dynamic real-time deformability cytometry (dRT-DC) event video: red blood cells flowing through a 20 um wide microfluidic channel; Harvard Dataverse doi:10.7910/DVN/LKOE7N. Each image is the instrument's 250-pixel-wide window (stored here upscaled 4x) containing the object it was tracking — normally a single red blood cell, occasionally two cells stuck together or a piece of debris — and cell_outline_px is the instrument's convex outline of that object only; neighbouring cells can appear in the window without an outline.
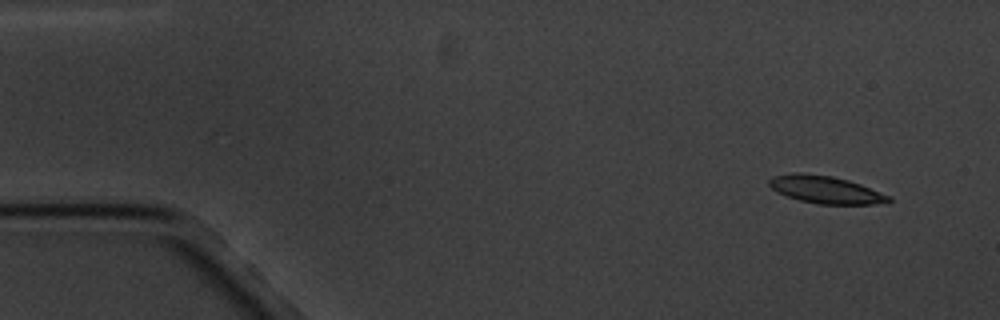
{"species": "common noctule bat (a hibernating species)", "species_latin": "Nyctalus noctula", "temperature_condition": "cold", "stored_images_in_passage": 10, "camera_frame_rate_fps": 3000, "um_per_image_px": 0.085, "animal": {"sex": "male", "body_mass_g": 20.1, "forearm_length_mm": 53.5}, "frame": {"image": 1, "passage_image": 1, "time_ms": 0.0, "image_size_px": [1000, 320], "cell_outline_px": [[892, 200], [888, 204], [820, 204], [800, 200], [788, 196], [772, 188], [768, 184], [768, 180], [772, 176], [792, 172], [800, 172], [832, 176], [848, 180], [860, 184], [892, 196]], "centroid_in_image_um": [70.22, 16.11], "position_along_channel_um": 14.8, "area_um2": 19.25}}
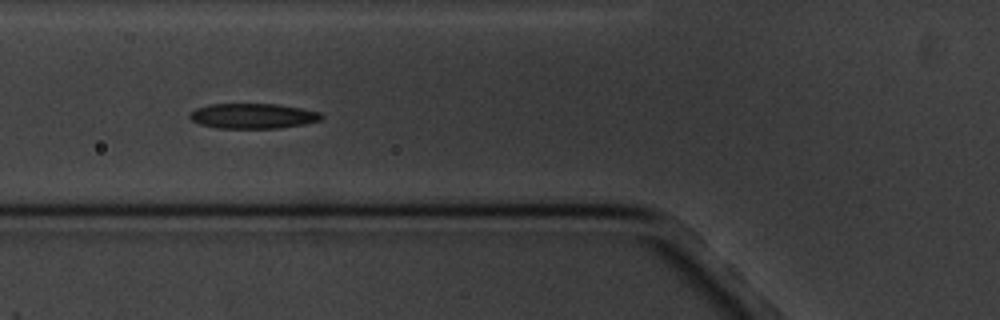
{"frame": {"image": 2, "passage_image": 6, "time_ms": 5.667, "image_size_px": [1000, 320], "cell_outline_px": [[324, 116], [320, 120], [304, 124], [280, 128], [216, 128], [200, 124], [192, 120], [188, 116], [188, 112], [196, 108], [208, 104], [276, 104], [300, 108], [320, 112]], "centroid_in_image_um": [21.46, 9.86], "position_along_channel_um": 104.3, "area_um2": 19.36}}
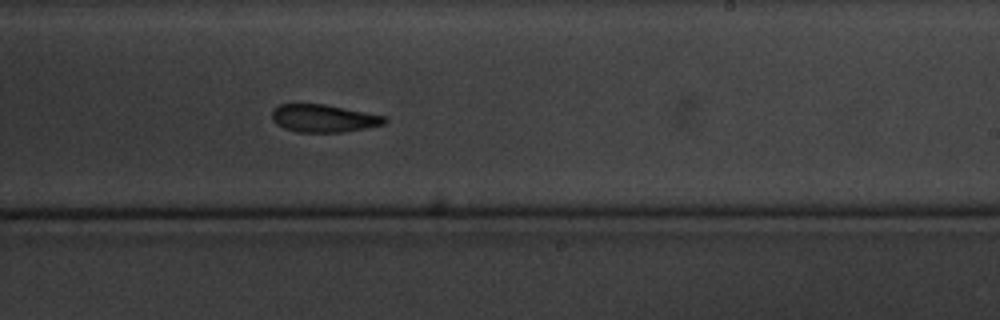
{"frame": {"image": 3, "passage_image": 10, "time_ms": 10.333, "image_size_px": [1000, 320], "cell_outline_px": [[388, 120], [384, 124], [364, 128], [340, 132], [296, 132], [284, 128], [276, 124], [272, 120], [272, 112], [280, 104], [324, 104], [384, 116]], "centroid_in_image_um": [27.47, 10.06], "position_along_channel_um": 261.5, "area_um2": 17.92}}